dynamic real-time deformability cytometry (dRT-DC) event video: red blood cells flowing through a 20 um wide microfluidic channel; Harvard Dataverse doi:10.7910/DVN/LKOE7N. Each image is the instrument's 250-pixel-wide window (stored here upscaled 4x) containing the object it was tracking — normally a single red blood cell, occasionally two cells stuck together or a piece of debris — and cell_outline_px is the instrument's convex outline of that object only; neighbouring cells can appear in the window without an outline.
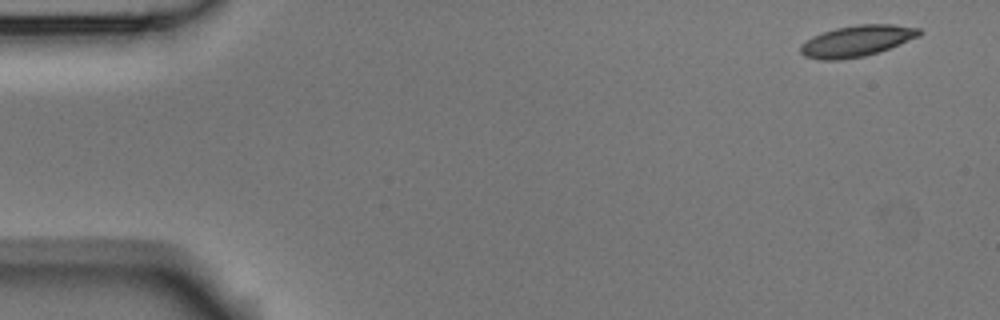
{"species": "Egyptian fruit bat (a non-hibernating species)", "species_latin": "Rousettus aegyptiacus", "temperature_condition": "room temperature", "stored_images_in_passage": 6, "camera_frame_rate_fps": 3000, "um_per_image_px": 0.085, "animal": {"sex": "male"}, "frame": {"image": 1, "passage_image": 1, "time_ms": 0.0, "image_size_px": [1000, 320], "cell_outline_px": [[924, 32], [920, 36], [888, 48], [864, 56], [840, 60], [820, 60], [804, 56], [800, 52], [800, 44], [812, 36], [836, 28], [860, 24], [892, 24], [920, 28]], "centroid_in_image_um": [72.82, 3.48], "position_along_channel_um": 12.2, "area_um2": 21.5}}
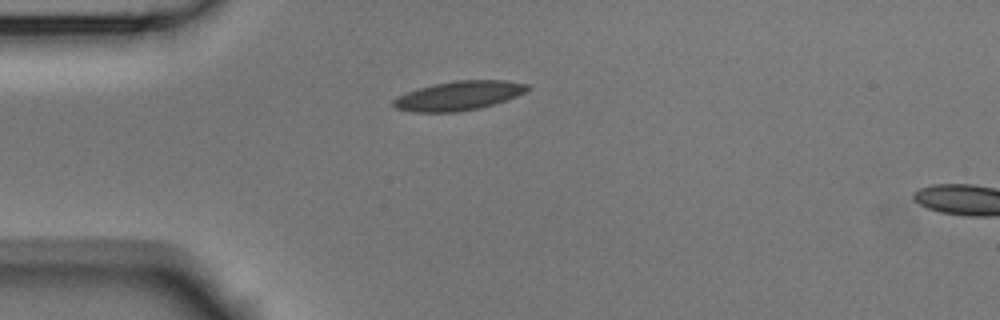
{"frame": {"image": 2, "passage_image": 4, "time_ms": 1.0, "image_size_px": [1000, 320], "cell_outline_px": [[532, 88], [516, 96], [480, 108], [456, 112], [412, 112], [396, 108], [392, 104], [392, 100], [396, 96], [420, 88], [436, 84], [456, 80], [504, 80], [528, 84]], "centroid_in_image_um": [38.98, 8.13], "position_along_channel_um": 46.0, "area_um2": 22.6}}
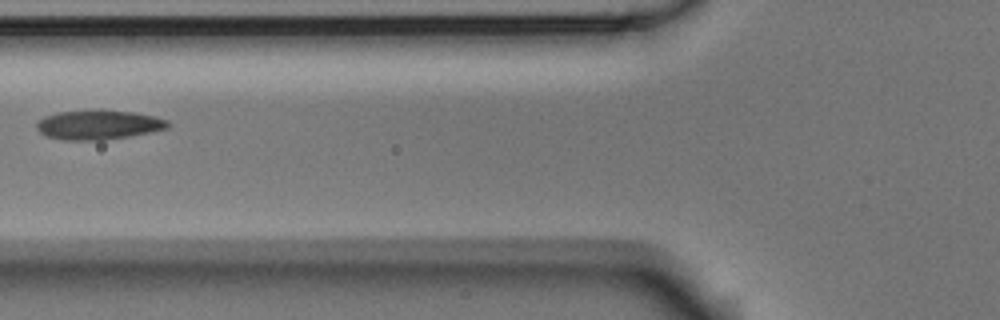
{"frame": {"image": 3, "passage_image": 6, "time_ms": 1.667, "image_size_px": [1000, 320], "cell_outline_px": [[172, 124], [168, 128], [128, 136], [104, 140], [64, 140], [44, 136], [36, 128], [36, 124], [44, 116], [56, 112], [132, 112], [152, 116], [168, 120]], "centroid_in_image_um": [8.34, 10.64], "position_along_channel_um": 117.5, "area_um2": 21.79}}